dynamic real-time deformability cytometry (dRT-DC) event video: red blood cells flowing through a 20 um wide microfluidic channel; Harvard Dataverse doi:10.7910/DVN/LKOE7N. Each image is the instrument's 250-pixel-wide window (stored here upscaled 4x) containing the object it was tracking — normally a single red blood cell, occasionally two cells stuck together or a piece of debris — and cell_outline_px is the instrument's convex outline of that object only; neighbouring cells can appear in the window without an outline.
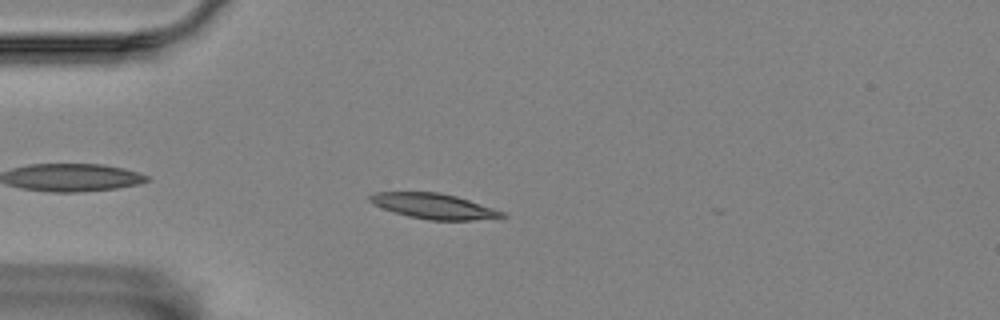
{"species": "Egyptian fruit bat (a non-hibernating species)", "species_latin": "Rousettus aegyptiacus", "temperature_condition": "room temperature", "stored_images_in_passage": 7, "camera_frame_rate_fps": 3000, "um_per_image_px": 0.085, "animal": {"sex": "female"}, "frame": {"image": 1, "passage_image": 5, "time_ms": 1.333, "image_size_px": [1000, 320], "cell_outline_px": [[508, 216], [472, 220], [428, 220], [408, 216], [372, 204], [368, 200], [368, 196], [376, 192], [440, 192], [456, 196], [504, 212]], "centroid_in_image_um": [36.84, 17.52], "position_along_channel_um": 48.2, "area_um2": 19.25}}